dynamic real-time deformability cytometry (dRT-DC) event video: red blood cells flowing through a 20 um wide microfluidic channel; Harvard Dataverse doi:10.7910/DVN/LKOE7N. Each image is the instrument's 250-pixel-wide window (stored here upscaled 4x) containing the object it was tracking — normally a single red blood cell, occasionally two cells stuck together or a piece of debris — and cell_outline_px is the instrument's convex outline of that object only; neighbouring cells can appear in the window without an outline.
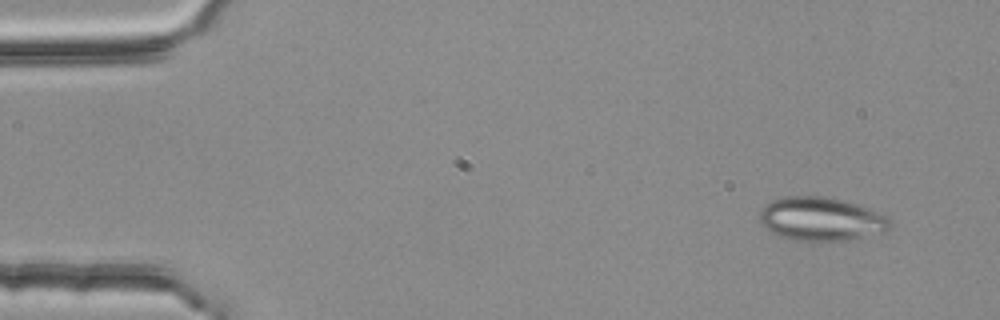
{"species": "common noctule bat (a hibernating species)", "species_latin": "Nyctalus noctula", "temperature_condition": "room temperature", "stored_images_in_passage": 3, "camera_frame_rate_fps": 3000, "um_per_image_px": 0.085, "animal": {"sex": "female", "body_mass_g": 25.1}, "frame": {"image": 1, "passage_image": 1, "time_ms": 0.0, "image_size_px": [1000, 320], "cell_outline_px": [[892, 228], [884, 232], [848, 240], [792, 240], [772, 232], [764, 228], [760, 220], [760, 212], [764, 204], [772, 200], [784, 196], [824, 196], [844, 200], [888, 216], [892, 224]], "centroid_in_image_um": [69.8, 18.6], "position_along_channel_um": 15.2, "area_um2": 33.06}}